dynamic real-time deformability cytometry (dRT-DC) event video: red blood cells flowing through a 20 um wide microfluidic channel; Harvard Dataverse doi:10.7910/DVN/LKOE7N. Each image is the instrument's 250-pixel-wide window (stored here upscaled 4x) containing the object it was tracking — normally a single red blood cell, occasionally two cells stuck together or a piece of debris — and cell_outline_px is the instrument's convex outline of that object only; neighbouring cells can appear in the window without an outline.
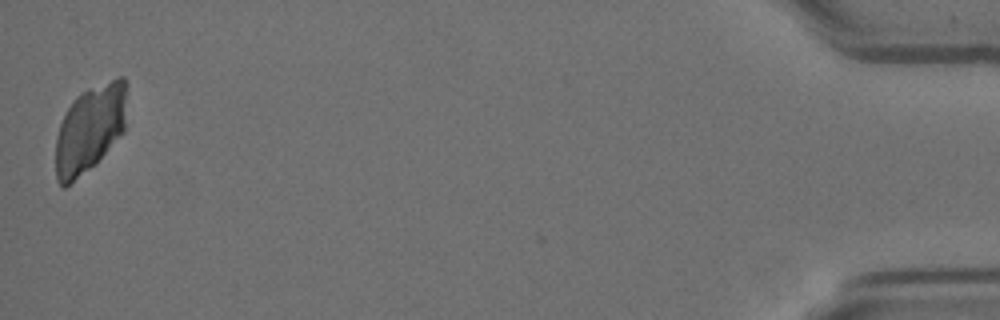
{"species": "Egyptian fruit bat (a non-hibernating species)", "species_latin": "Rousettus aegyptiacus", "temperature_condition": "room temperature", "stored_images_in_passage": 43, "camera_frame_rate_fps": 3000, "um_per_image_px": 0.085, "animal": {"sex": "female"}, "frame": {"image": 1, "passage_image": 43, "time_ms": 14.0, "image_size_px": [1000, 320], "cell_outline_px": [[124, 132], [88, 168], [64, 188], [60, 188], [56, 180], [56, 136], [60, 124], [68, 108], [76, 96], [80, 92], [88, 88], [120, 76], [124, 76]], "centroid_in_image_um": [7.58, 10.94], "position_along_channel_um": 427.6, "area_um2": 35.2}}